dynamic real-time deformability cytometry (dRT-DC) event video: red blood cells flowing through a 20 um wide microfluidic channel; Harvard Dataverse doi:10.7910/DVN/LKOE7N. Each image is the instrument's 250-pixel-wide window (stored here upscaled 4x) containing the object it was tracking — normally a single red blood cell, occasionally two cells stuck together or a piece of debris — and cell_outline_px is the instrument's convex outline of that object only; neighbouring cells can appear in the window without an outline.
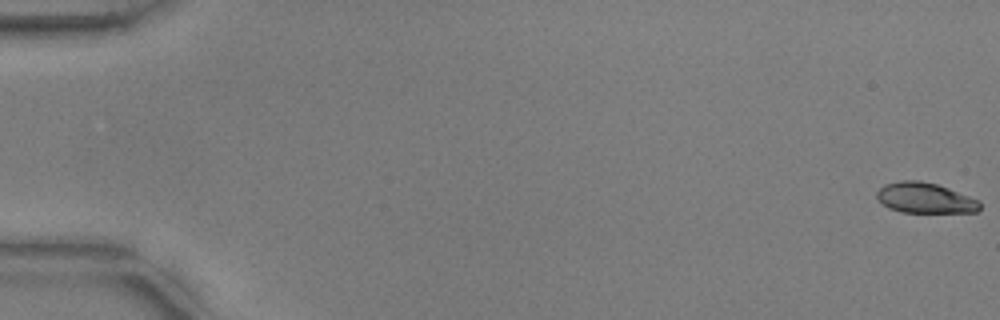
{"species": "common noctule bat (a hibernating species)", "species_latin": "Nyctalus noctula", "temperature_condition": "warm", "stored_images_in_passage": 55, "camera_frame_rate_fps": 3000, "um_per_image_px": 0.085, "animal": {"sex": "male", "body_mass_g": 17.9, "forearm_length_mm": 54.2}, "frame": {"image": 1, "passage_image": 1, "time_ms": 0.0, "image_size_px": [1000, 320], "cell_outline_px": [[980, 208], [976, 212], [900, 212], [888, 208], [880, 204], [876, 196], [876, 192], [884, 184], [900, 180], [920, 180], [936, 184], [948, 188], [980, 200]], "centroid_in_image_um": [78.58, 16.82], "position_along_channel_um": 6.4, "area_um2": 18.44}}
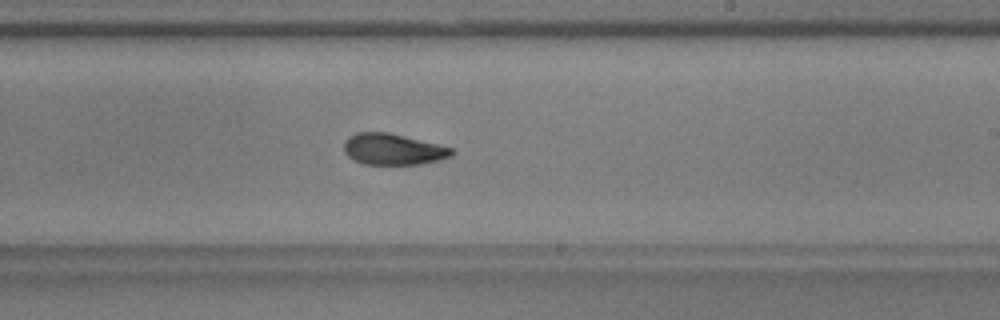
{"frame": {"image": 2, "passage_image": 34, "time_ms": 11.0, "image_size_px": [1000, 320], "cell_outline_px": [[456, 152], [452, 156], [440, 160], [420, 164], [364, 164], [348, 156], [344, 152], [344, 140], [348, 136], [356, 132], [388, 132], [452, 148]], "centroid_in_image_um": [33.4, 12.68], "position_along_channel_um": 255.6, "area_um2": 19.54}}
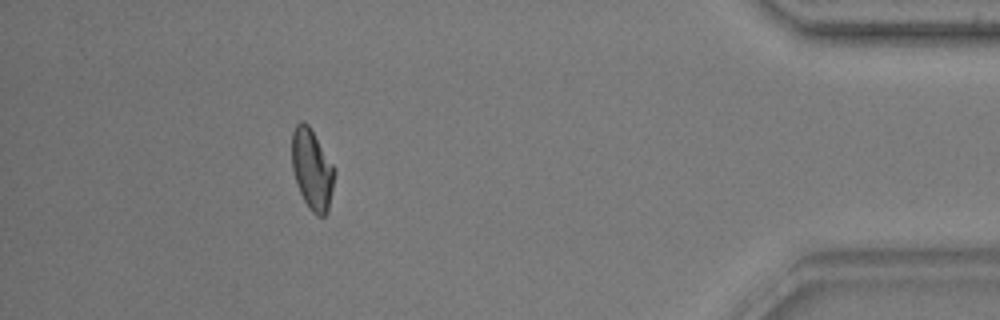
{"frame": {"image": 3, "passage_image": 50, "time_ms": 16.333, "image_size_px": [1000, 320], "cell_outline_px": [[336, 172], [328, 212], [324, 216], [316, 216], [308, 208], [296, 184], [292, 168], [292, 132], [296, 124], [300, 120], [304, 120], [308, 124], [336, 168]], "centroid_in_image_um": [26.54, 14.4], "position_along_channel_um": 408.7, "area_um2": 20.35}, "authors_computed_cell_mechanics": {"area_um2": 20.1144, "velocity_mm_per_s": 3.7643, "shape_relaxation_time_tau1_ms": 6.2764, "shape_relaxation_time_tau2_ms": 2.1286, "deformation_change_tau1": 0.1801, "deformation_change_tau2": 0.0801}}